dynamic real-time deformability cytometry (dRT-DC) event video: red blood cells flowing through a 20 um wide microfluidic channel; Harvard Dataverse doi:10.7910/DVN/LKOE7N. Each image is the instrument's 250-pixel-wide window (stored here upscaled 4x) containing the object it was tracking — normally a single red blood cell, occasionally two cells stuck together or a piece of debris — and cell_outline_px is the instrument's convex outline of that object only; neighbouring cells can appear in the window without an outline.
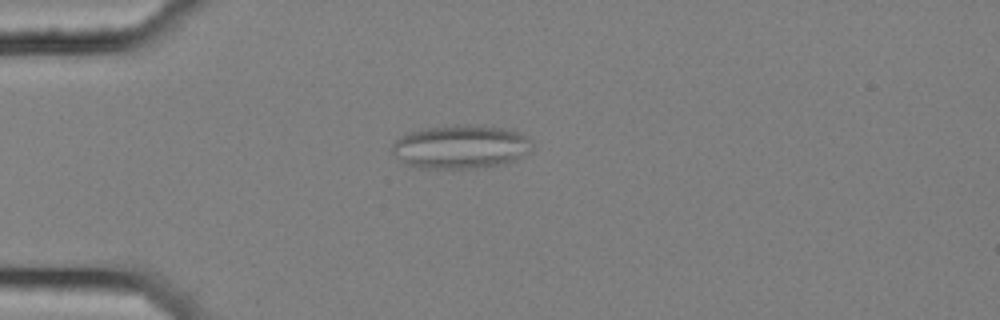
{"species": "common noctule bat (a hibernating species)", "species_latin": "Nyctalus noctula", "temperature_condition": "cold", "stored_images_in_passage": 56, "camera_frame_rate_fps": 3000, "um_per_image_px": 0.085, "animal": {"sex": "female", "body_mass_g": 25.1}, "frame": {"image": 1, "passage_image": 15, "time_ms": 4.667, "image_size_px": [1000, 320], "cell_outline_px": [[532, 152], [516, 160], [504, 164], [476, 168], [420, 168], [404, 164], [392, 152], [392, 144], [396, 140], [420, 128], [456, 124], [472, 124], [504, 128], [520, 132], [528, 136], [532, 140]], "centroid_in_image_um": [39.22, 12.47], "position_along_channel_um": 45.8, "area_um2": 36.18}}
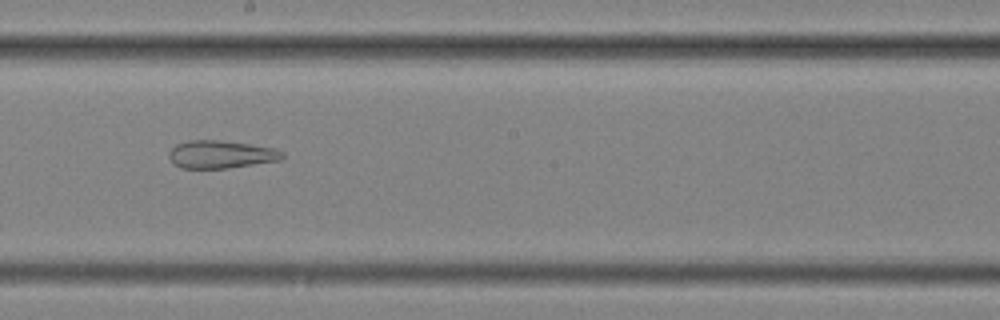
{"frame": {"image": 2, "passage_image": 32, "time_ms": 10.333, "image_size_px": [1000, 320], "cell_outline_px": [[284, 156], [280, 160], [228, 168], [180, 168], [172, 164], [168, 156], [168, 152], [176, 144], [188, 140], [216, 140], [248, 144], [276, 148], [284, 152]], "centroid_in_image_um": [18.74, 13.12], "position_along_channel_um": 229.5, "area_um2": 18.44}}
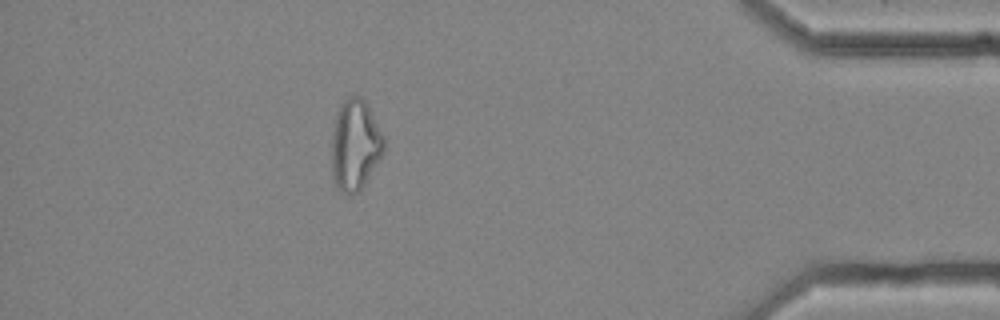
{"frame": {"image": 3, "passage_image": 50, "time_ms": 16.333, "image_size_px": [1000, 320], "cell_outline_px": [[384, 152], [364, 184], [352, 196], [348, 196], [336, 184], [332, 176], [332, 132], [336, 116], [340, 104], [344, 100], [352, 96], [360, 96], [364, 100], [384, 136]], "centroid_in_image_um": [30.18, 12.32], "position_along_channel_um": 405.0, "area_um2": 27.28}, "authors_computed_cell_mechanics": {"area_um2": 26.7036, "velocity_mm_per_s": 3.6127, "shape_relaxation_time_tau1_ms": null, "shape_relaxation_time_tau2_ms": 2.2522, "deformation_change_tau1": null, "deformation_change_tau2": 0.1203}}